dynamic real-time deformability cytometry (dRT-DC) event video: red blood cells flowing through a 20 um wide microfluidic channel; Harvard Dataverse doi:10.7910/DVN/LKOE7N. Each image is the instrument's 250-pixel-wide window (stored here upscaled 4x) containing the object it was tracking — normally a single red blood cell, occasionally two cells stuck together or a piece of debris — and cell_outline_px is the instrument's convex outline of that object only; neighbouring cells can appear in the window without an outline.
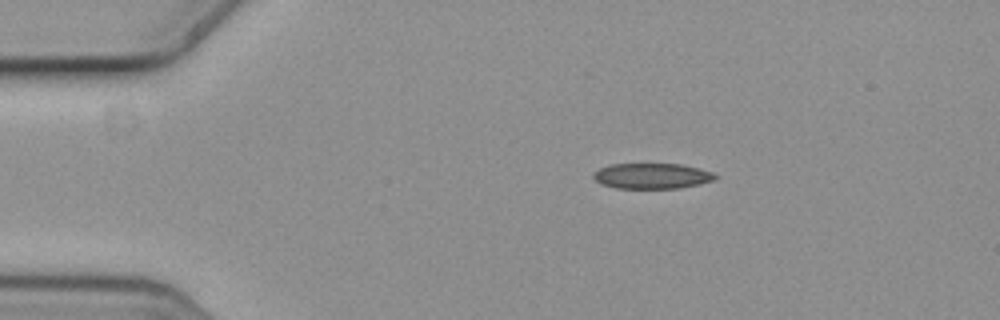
{"species": "common noctule bat (a hibernating species)", "species_latin": "Nyctalus noctula", "temperature_condition": "cold", "stored_images_in_passage": 3, "camera_frame_rate_fps": 3000, "um_per_image_px": 0.085, "animal": {"sex": "female", "body_mass_g": 19.3, "forearm_length_mm": 54.1}, "frame": {"image": 1, "passage_image": 1, "time_ms": 0.0, "image_size_px": [1000, 320], "cell_outline_px": [[716, 176], [712, 180], [700, 184], [680, 188], [616, 188], [604, 184], [596, 180], [592, 176], [600, 168], [612, 164], [680, 164], [700, 168], [712, 172]], "centroid_in_image_um": [55.44, 14.95], "position_along_channel_um": 29.6, "area_um2": 17.86}}